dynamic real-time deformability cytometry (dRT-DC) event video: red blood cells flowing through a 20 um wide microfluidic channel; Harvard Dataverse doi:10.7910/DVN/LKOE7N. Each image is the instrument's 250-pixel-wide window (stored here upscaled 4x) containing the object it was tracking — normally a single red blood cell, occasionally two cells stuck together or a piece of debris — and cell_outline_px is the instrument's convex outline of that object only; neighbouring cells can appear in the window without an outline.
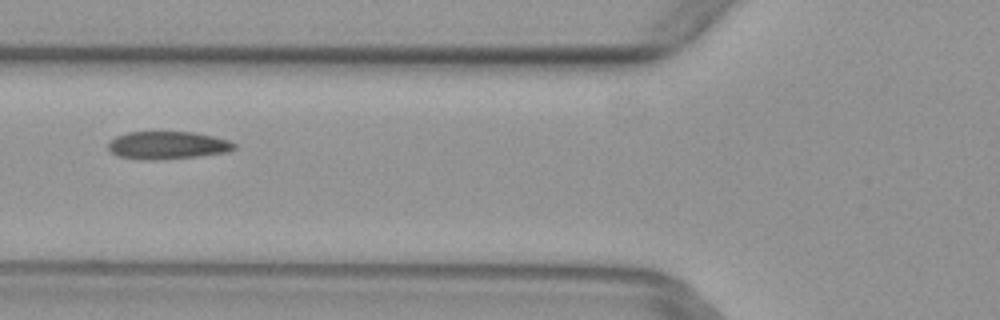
{"species": "common noctule bat (a hibernating species)", "species_latin": "Nyctalus noctula", "temperature_condition": "warm", "stored_images_in_passage": 2, "camera_frame_rate_fps": 3000, "um_per_image_px": 0.085, "animal": {"sex": "female", "body_mass_g": 29.2, "forearm_length_mm": 56.3}, "frame": {"image": 1, "passage_image": 2, "time_ms": 0.333, "image_size_px": [1000, 320], "cell_outline_px": [[236, 148], [228, 152], [196, 156], [156, 160], [144, 160], [116, 156], [108, 148], [108, 144], [116, 136], [128, 132], [192, 132], [212, 136], [228, 140], [236, 144]], "centroid_in_image_um": [14.23, 12.35], "position_along_channel_um": 111.6, "area_um2": 20.29}}